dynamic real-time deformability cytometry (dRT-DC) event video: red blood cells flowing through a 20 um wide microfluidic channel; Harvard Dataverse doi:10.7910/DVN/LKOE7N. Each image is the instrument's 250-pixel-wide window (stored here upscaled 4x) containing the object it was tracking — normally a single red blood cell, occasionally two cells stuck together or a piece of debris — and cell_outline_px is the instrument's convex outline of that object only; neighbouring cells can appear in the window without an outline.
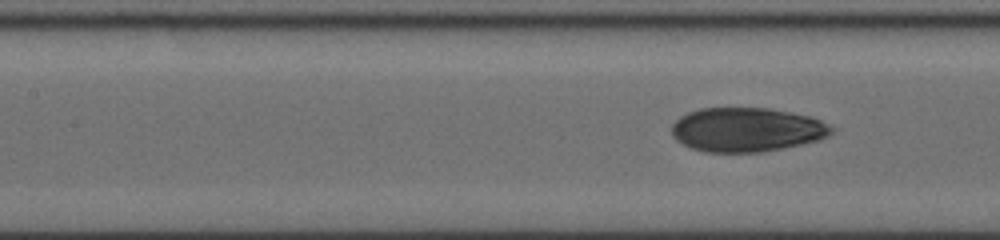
{"species": "human", "species_latin": "Homo sapiens", "temperature_condition": "cold", "stored_images_in_passage": 9, "segment_of_instrument_passage": [2, 2], "camera_frame_rate_fps": 3000, "um_per_image_px": 0.085, "donor": {"sex": "female"}, "frame": {"image": 1, "passage_image": 9, "time_ms": 7.0, "image_size_px": [1000, 240], "cell_outline_px": [[832, 132], [828, 136], [816, 140], [800, 144], [760, 152], [704, 152], [692, 148], [676, 140], [672, 136], [672, 124], [680, 116], [688, 112], [700, 108], [768, 108], [808, 116], [820, 120], [832, 128]], "centroid_in_image_um": [63.41, 11.02], "position_along_channel_um": 144.0, "area_um2": 40.69}}